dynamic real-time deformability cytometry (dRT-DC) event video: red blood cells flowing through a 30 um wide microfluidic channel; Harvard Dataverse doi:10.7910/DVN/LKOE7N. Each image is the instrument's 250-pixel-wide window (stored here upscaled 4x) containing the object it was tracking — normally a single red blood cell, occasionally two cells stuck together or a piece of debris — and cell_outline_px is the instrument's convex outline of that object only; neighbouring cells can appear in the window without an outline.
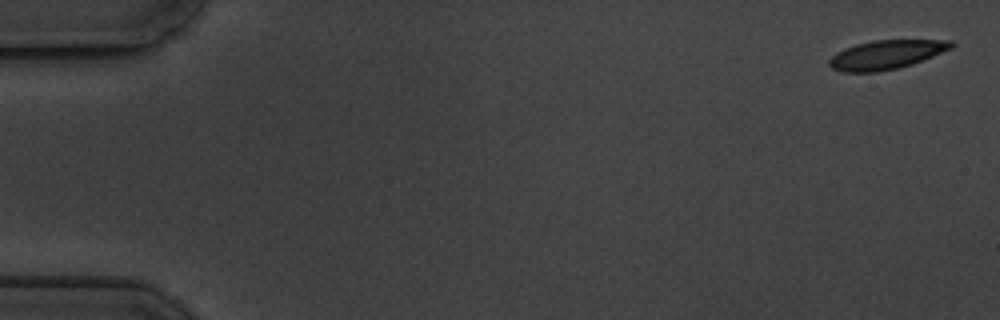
{"species": "common noctule bat (a hibernating species)", "species_latin": "Nyctalus noctula", "temperature_condition": "cold", "stored_images_in_passage": 7, "camera_frame_rate_fps": 3000, "um_per_image_px": 0.085, "animal": {"sex": "male", "body_mass_g": 19.5, "forearm_length_mm": 54.6}, "frame": {"image": 1, "passage_image": 1, "time_ms": 0.0, "image_size_px": [1000, 320], "cell_outline_px": [[956, 44], [952, 48], [912, 64], [900, 68], [876, 72], [844, 72], [832, 68], [828, 64], [828, 60], [836, 52], [844, 48], [856, 44], [872, 40], [952, 40]], "centroid_in_image_um": [75.32, 4.64], "position_along_channel_um": 9.7, "area_um2": 20.69}}
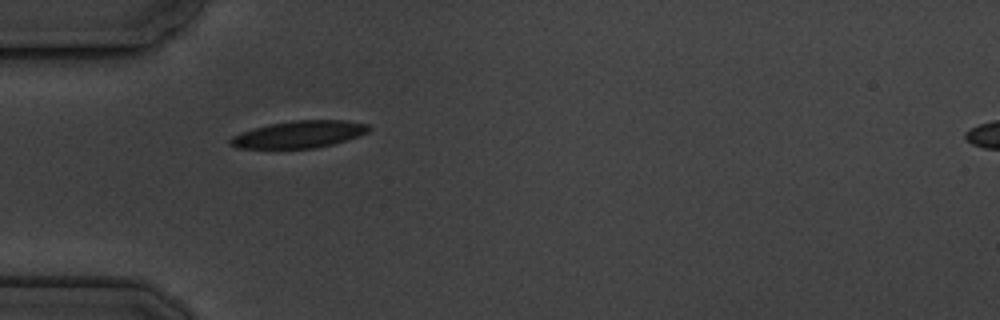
{"frame": {"image": 2, "passage_image": 5, "time_ms": 5.333, "image_size_px": [1000, 320], "cell_outline_px": [[372, 128], [368, 132], [360, 136], [332, 144], [316, 148], [236, 148], [228, 144], [228, 140], [232, 136], [252, 128], [268, 124], [292, 120], [348, 120], [368, 124]], "centroid_in_image_um": [25.43, 11.41], "position_along_channel_um": 59.6, "area_um2": 22.08}}
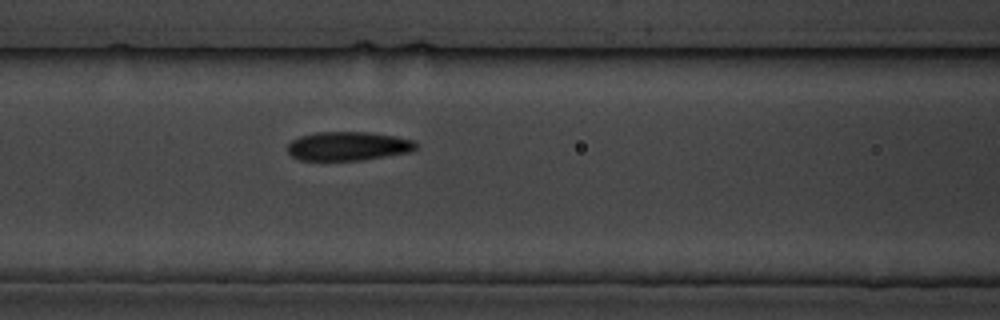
{"frame": {"image": 3, "passage_image": 7, "time_ms": 7.667, "image_size_px": [1000, 320], "cell_outline_px": [[420, 144], [412, 152], [360, 160], [300, 160], [292, 156], [288, 152], [288, 144], [292, 140], [300, 136], [316, 132], [368, 132], [396, 136], [416, 140]], "centroid_in_image_um": [29.64, 12.41], "position_along_channel_um": 137.0, "area_um2": 21.79}}